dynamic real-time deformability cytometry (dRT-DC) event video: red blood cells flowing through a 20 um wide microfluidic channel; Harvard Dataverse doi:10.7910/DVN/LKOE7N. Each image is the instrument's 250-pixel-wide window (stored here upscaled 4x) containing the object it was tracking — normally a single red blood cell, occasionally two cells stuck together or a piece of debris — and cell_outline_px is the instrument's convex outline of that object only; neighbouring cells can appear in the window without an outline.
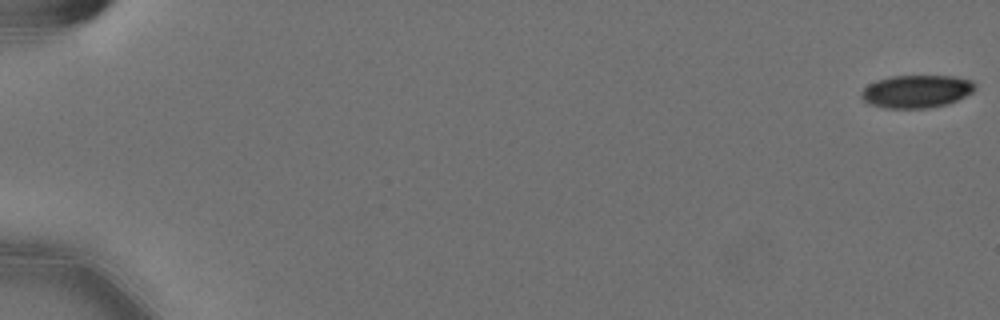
{"species": "Egyptian fruit bat (a non-hibernating species)", "species_latin": "Rousettus aegyptiacus", "temperature_condition": "cold", "stored_images_in_passage": 58, "camera_frame_rate_fps": 3000, "um_per_image_px": 0.085, "animal": {"sex": "female"}, "frame": {"image": 1, "passage_image": 1, "time_ms": 0.0, "image_size_px": [1000, 320], "cell_outline_px": [[976, 88], [972, 92], [948, 104], [928, 108], [884, 108], [868, 104], [860, 96], [860, 92], [868, 84], [876, 80], [892, 76], [952, 76], [972, 80], [976, 84]], "centroid_in_image_um": [77.88, 7.77], "position_along_channel_um": 7.1, "area_um2": 21.85}}
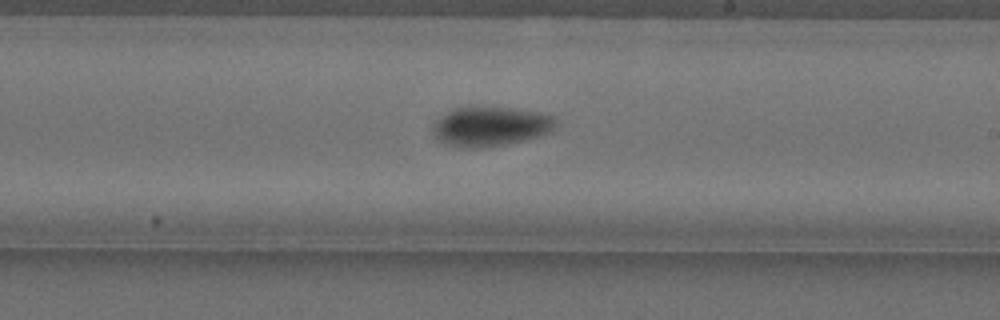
{"frame": {"image": 2, "passage_image": 36, "time_ms": 11.667, "image_size_px": [1000, 320], "cell_outline_px": [[560, 120], [548, 132], [524, 140], [508, 144], [476, 148], [456, 148], [444, 144], [432, 132], [432, 128], [436, 120], [440, 116], [456, 108], [516, 108], [540, 112], [556, 116]], "centroid_in_image_um": [41.71, 10.76], "position_along_channel_um": 247.3, "area_um2": 28.26}}
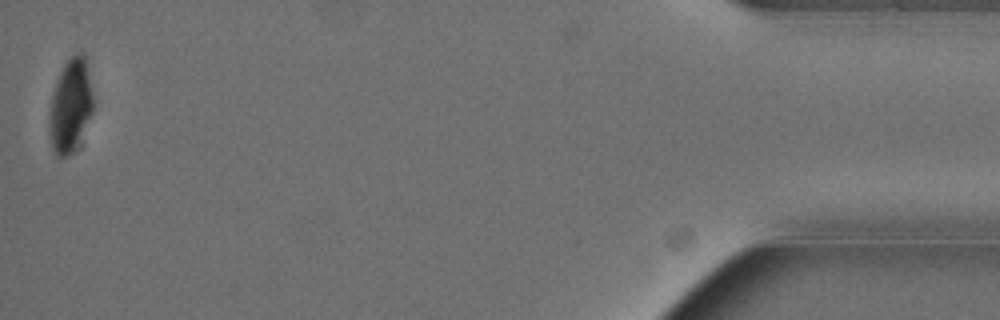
{"frame": {"image": 3, "passage_image": 58, "time_ms": 19.0, "image_size_px": [1000, 320], "cell_outline_px": [[92, 112], [72, 152], [68, 156], [56, 156], [52, 148], [48, 132], [48, 120], [52, 92], [60, 72], [64, 64], [76, 52], [80, 52], [84, 56], [92, 92]], "centroid_in_image_um": [5.94, 8.99], "position_along_channel_um": 429.3, "area_um2": 23.35}, "authors_computed_cell_mechanics": {"area_um2": 25.3742, "velocity_mm_per_s": 3.5826, "shape_relaxation_time_tau1_ms": 3.8762, "shape_relaxation_time_tau2_ms": 10.2514, "deformation_change_tau1": 0.1171, "deformation_change_tau2": 0.1053}}